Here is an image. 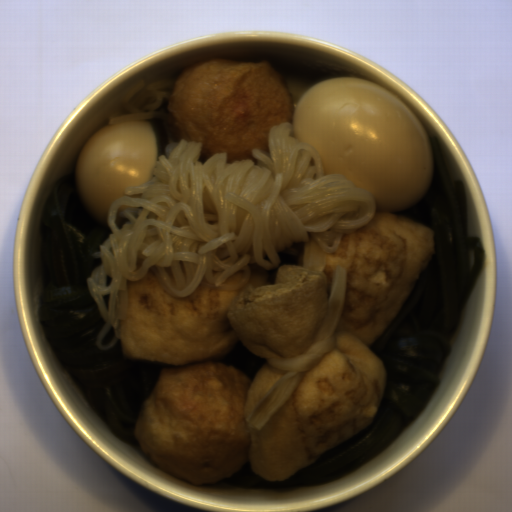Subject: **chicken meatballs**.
Masks as SVG:
<instances>
[{
  "label": "chicken meatballs",
  "instance_id": "obj_1",
  "mask_svg": "<svg viewBox=\"0 0 512 512\" xmlns=\"http://www.w3.org/2000/svg\"><path fill=\"white\" fill-rule=\"evenodd\" d=\"M253 378L213 357L163 365L134 425L152 463L193 484L227 479L250 461L245 403Z\"/></svg>",
  "mask_w": 512,
  "mask_h": 512
},
{
  "label": "chicken meatballs",
  "instance_id": "obj_2",
  "mask_svg": "<svg viewBox=\"0 0 512 512\" xmlns=\"http://www.w3.org/2000/svg\"><path fill=\"white\" fill-rule=\"evenodd\" d=\"M164 107L174 143L202 142V164L227 152L226 164L255 165V148L271 158L268 132L282 122L293 124L295 112L289 87L270 61L217 58L183 69Z\"/></svg>",
  "mask_w": 512,
  "mask_h": 512
}]
</instances>
